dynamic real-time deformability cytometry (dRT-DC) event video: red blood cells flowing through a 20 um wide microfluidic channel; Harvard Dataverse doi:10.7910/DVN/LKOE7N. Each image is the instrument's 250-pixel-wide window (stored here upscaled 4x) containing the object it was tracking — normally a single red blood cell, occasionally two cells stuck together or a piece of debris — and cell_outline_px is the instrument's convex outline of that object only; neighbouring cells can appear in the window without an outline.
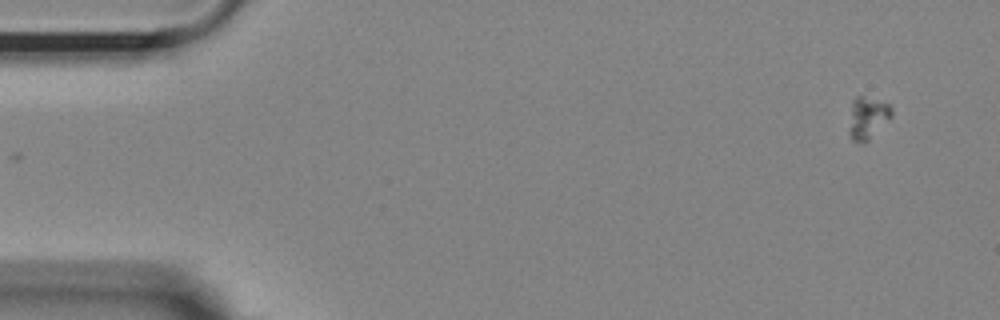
{"species": "Egyptian fruit bat (a non-hibernating species)", "species_latin": "Rousettus aegyptiacus", "temperature_condition": "room temperature", "stored_images_in_passage": 54, "camera_frame_rate_fps": 3000, "um_per_image_px": 0.085, "animal": {"sex": "female"}, "frame": {"image": 1, "passage_image": 1, "time_ms": 0.0, "image_size_px": [1000, 320], "cell_outline_px": [[892, 116], [864, 144], [852, 140], [848, 132], [852, 100], [856, 96], [860, 96], [888, 104], [892, 108]], "centroid_in_image_um": [73.71, 10.04], "position_along_channel_um": 11.3, "area_um2": 10.29}}
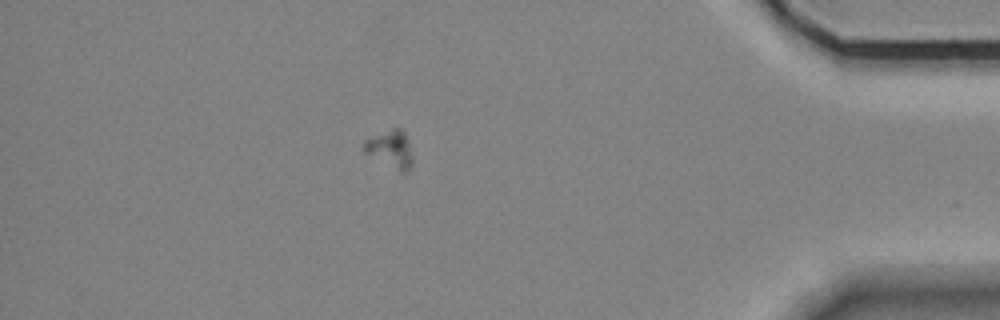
{"frame": {"image": 2, "passage_image": 47, "time_ms": 15.333, "image_size_px": [1000, 320], "cell_outline_px": [[412, 164], [404, 172], [400, 172], [364, 152], [364, 140], [392, 128], [400, 128], [404, 132], [408, 140], [412, 156]], "centroid_in_image_um": [33.19, 12.66], "position_along_channel_um": 402.0, "area_um2": 10.35}}